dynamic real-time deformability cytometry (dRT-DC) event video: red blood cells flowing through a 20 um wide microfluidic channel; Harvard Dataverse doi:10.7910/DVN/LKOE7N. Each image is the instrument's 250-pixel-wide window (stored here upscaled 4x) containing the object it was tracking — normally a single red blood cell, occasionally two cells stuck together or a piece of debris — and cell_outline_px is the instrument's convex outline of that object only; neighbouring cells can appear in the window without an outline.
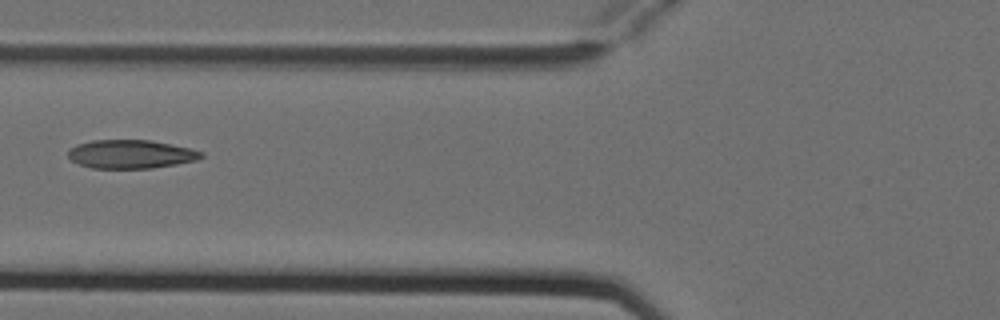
{"species": "Egyptian fruit bat (a non-hibernating species)", "species_latin": "Rousettus aegyptiacus", "temperature_condition": "cold", "stored_images_in_passage": 6, "camera_frame_rate_fps": 3000, "um_per_image_px": 0.085, "animal": {"sex": "female"}, "frame": {"image": 1, "passage_image": 6, "time_ms": 1.667, "image_size_px": [1000, 320], "cell_outline_px": [[204, 156], [196, 160], [176, 164], [152, 168], [92, 168], [80, 164], [72, 160], [68, 156], [68, 148], [76, 144], [92, 140], [152, 140], [192, 148], [204, 152]], "centroid_in_image_um": [11.13, 13.09], "position_along_channel_um": 114.7, "area_um2": 22.31}}